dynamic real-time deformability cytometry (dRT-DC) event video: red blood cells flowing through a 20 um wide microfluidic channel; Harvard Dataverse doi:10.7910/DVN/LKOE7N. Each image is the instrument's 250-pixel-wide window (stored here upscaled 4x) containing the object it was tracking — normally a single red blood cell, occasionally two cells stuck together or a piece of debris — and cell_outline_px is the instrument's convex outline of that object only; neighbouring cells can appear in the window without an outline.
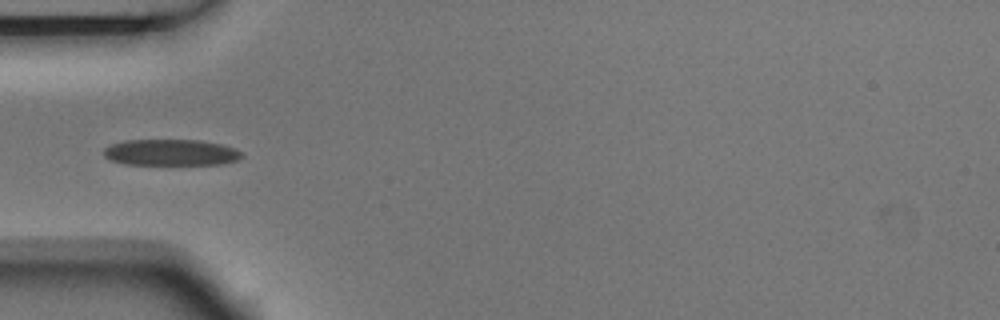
{"species": "Egyptian fruit bat (a non-hibernating species)", "species_latin": "Rousettus aegyptiacus", "temperature_condition": "room temperature", "stored_images_in_passage": 5, "camera_frame_rate_fps": 3000, "um_per_image_px": 0.085, "animal": {"sex": "male"}, "frame": {"image": 1, "passage_image": 5, "time_ms": 1.333, "image_size_px": [1000, 320], "cell_outline_px": [[244, 156], [236, 160], [220, 164], [124, 164], [108, 160], [104, 156], [104, 148], [112, 144], [124, 140], [200, 140], [220, 144], [236, 148]], "centroid_in_image_um": [14.5, 12.95], "position_along_channel_um": 70.5, "area_um2": 21.1}}